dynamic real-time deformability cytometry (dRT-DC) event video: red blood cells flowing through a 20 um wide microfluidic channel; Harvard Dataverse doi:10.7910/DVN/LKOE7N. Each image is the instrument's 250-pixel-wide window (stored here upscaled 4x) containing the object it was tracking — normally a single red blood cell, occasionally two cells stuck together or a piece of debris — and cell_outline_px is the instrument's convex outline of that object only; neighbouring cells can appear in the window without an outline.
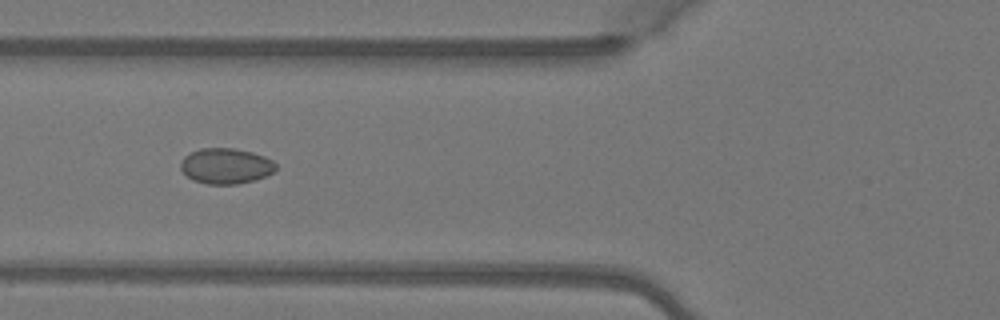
{"species": "Egyptian fruit bat (a non-hibernating species)", "species_latin": "Rousettus aegyptiacus", "temperature_condition": "warm", "stored_images_in_passage": 6, "camera_frame_rate_fps": 3000, "um_per_image_px": 0.085, "animal": {"sex": "female"}, "frame": {"image": 1, "passage_image": 5, "time_ms": 1.333, "image_size_px": [1000, 320], "cell_outline_px": [[276, 168], [272, 172], [264, 176], [252, 180], [236, 184], [208, 184], [192, 180], [180, 168], [180, 164], [184, 156], [200, 148], [232, 148], [252, 152], [264, 156], [272, 160], [276, 164]], "centroid_in_image_um": [19.18, 14.1], "position_along_channel_um": 106.6, "area_um2": 19.54}}
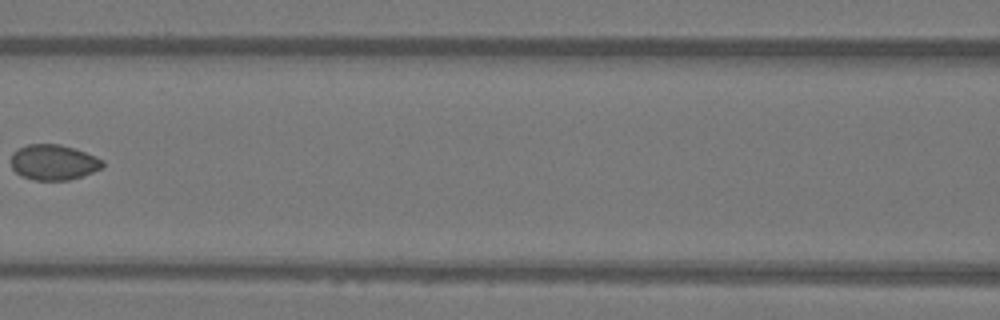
{"frame": {"image": 2, "passage_image": 6, "time_ms": 1.667, "image_size_px": [1000, 320], "cell_outline_px": [[104, 164], [100, 168], [92, 172], [68, 180], [32, 180], [20, 176], [12, 168], [12, 152], [16, 148], [28, 144], [60, 144], [96, 156], [104, 160]], "centroid_in_image_um": [4.51, 13.79], "position_along_channel_um": 162.1, "area_um2": 18.9}}